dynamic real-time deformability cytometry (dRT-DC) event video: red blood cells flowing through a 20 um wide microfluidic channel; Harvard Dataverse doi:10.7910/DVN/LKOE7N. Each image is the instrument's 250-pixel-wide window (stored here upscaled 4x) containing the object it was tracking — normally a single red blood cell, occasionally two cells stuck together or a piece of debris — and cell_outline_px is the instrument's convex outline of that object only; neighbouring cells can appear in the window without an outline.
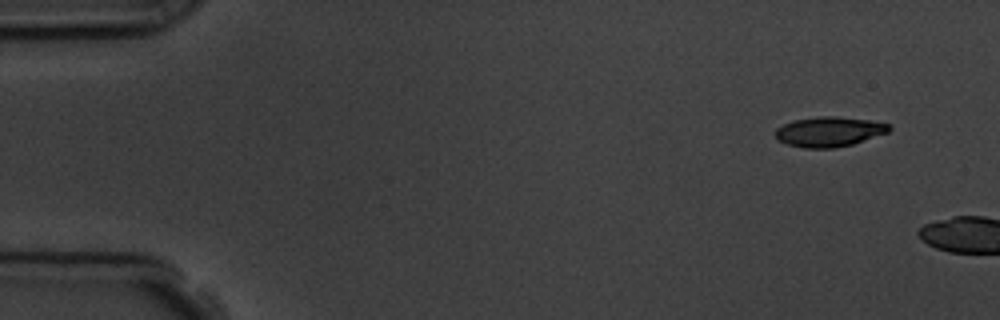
{"species": "common noctule bat (a hibernating species)", "species_latin": "Nyctalus noctula", "temperature_condition": "room temperature", "stored_images_in_passage": 4, "segment_of_instrument_passage": [2, 2], "camera_frame_rate_fps": 3000, "um_per_image_px": 0.085, "animal": {"sex": "male", "body_mass_g": 19.5, "forearm_length_mm": 54.6}, "frame": {"image": 1, "passage_image": 4, "time_ms": 4.333, "image_size_px": [1000, 320], "cell_outline_px": [[892, 128], [888, 132], [852, 144], [832, 148], [804, 148], [788, 144], [780, 140], [776, 136], [776, 128], [792, 120], [820, 116], [836, 116], [868, 120], [888, 124]], "centroid_in_image_um": [70.47, 11.18], "position_along_channel_um": 14.5, "area_um2": 19.59}}